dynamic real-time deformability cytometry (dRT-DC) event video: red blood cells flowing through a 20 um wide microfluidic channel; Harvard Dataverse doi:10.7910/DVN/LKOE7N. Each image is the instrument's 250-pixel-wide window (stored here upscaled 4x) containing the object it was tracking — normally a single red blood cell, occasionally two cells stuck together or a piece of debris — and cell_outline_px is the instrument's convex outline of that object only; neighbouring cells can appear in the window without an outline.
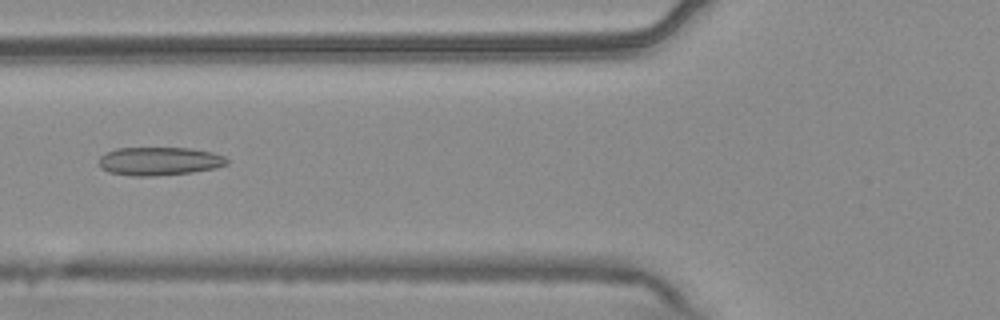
{"species": "common noctule bat (a hibernating species)", "species_latin": "Nyctalus noctula", "temperature_condition": "warm", "stored_images_in_passage": 53, "camera_frame_rate_fps": 3000, "um_per_image_px": 0.085, "animal": {"sex": "male", "body_mass_g": 20.4}, "frame": {"image": 1, "passage_image": 20, "time_ms": 6.333, "image_size_px": [1000, 320], "cell_outline_px": [[228, 164], [216, 168], [192, 172], [152, 176], [132, 176], [108, 172], [100, 168], [100, 156], [104, 152], [116, 148], [192, 148], [212, 152], [224, 156], [228, 160]], "centroid_in_image_um": [13.53, 13.7], "position_along_channel_um": 112.3, "area_um2": 21.27}}
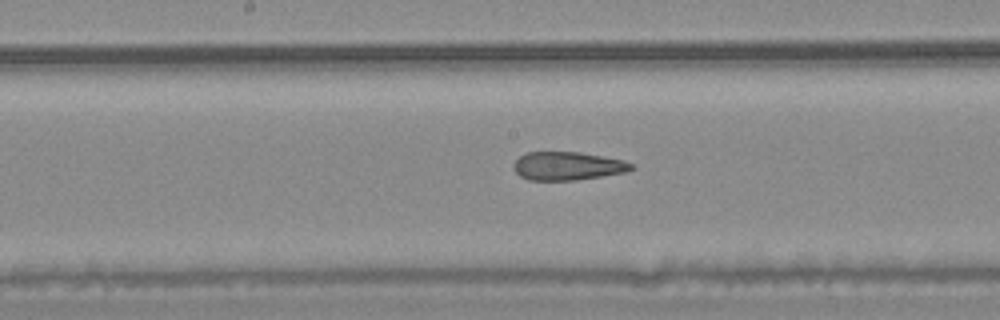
{"frame": {"image": 2, "passage_image": 27, "time_ms": 8.667, "image_size_px": [1000, 320], "cell_outline_px": [[636, 168], [628, 172], [576, 180], [528, 180], [520, 176], [512, 168], [512, 164], [520, 156], [528, 152], [580, 152], [624, 160], [632, 164]], "centroid_in_image_um": [48.26, 14.11], "position_along_channel_um": 199.9, "area_um2": 19.59}}
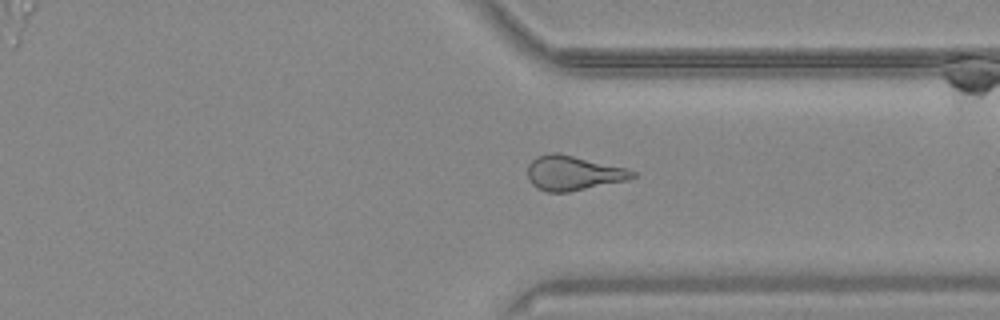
{"frame": {"image": 3, "passage_image": 40, "time_ms": 13.0, "image_size_px": [1000, 320], "cell_outline_px": [[636, 176], [628, 180], [568, 192], [548, 192], [536, 188], [528, 180], [528, 164], [536, 156], [548, 152], [556, 152], [624, 168], [636, 172]], "centroid_in_image_um": [48.67, 14.71], "position_along_channel_um": 362.7, "area_um2": 21.04}, "authors_computed_cell_mechanics": {"area_um2": 21.9062, "velocity_mm_per_s": 3.7548, "shape_relaxation_time_tau1_ms": null, "shape_relaxation_time_tau2_ms": 2.0689, "deformation_change_tau1": null, "deformation_change_tau2": 0.1059}}